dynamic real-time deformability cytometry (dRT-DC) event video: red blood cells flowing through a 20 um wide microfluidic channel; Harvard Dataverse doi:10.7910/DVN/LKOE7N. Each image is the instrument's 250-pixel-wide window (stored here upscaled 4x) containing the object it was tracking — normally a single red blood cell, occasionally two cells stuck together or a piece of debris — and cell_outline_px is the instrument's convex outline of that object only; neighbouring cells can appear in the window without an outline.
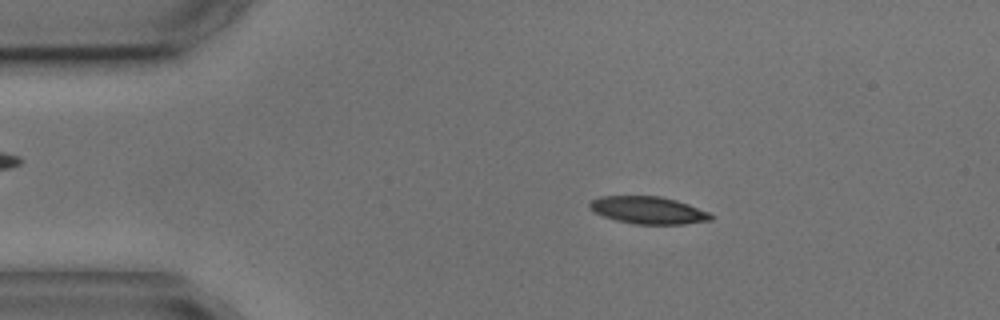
{"species": "common noctule bat (a hibernating species)", "species_latin": "Nyctalus noctula", "temperature_condition": "cold", "stored_images_in_passage": 8, "camera_frame_rate_fps": 3000, "um_per_image_px": 0.085, "animal": {"sex": "male", "body_mass_g": 17.9, "forearm_length_mm": 54.2}, "frame": {"image": 1, "passage_image": 3, "time_ms": 2.333, "image_size_px": [1000, 320], "cell_outline_px": [[712, 220], [684, 224], [636, 224], [616, 220], [592, 212], [588, 208], [588, 204], [592, 200], [600, 196], [660, 196], [676, 200], [712, 212]], "centroid_in_image_um": [55.1, 17.86], "position_along_channel_um": 29.9, "area_um2": 19.48}}
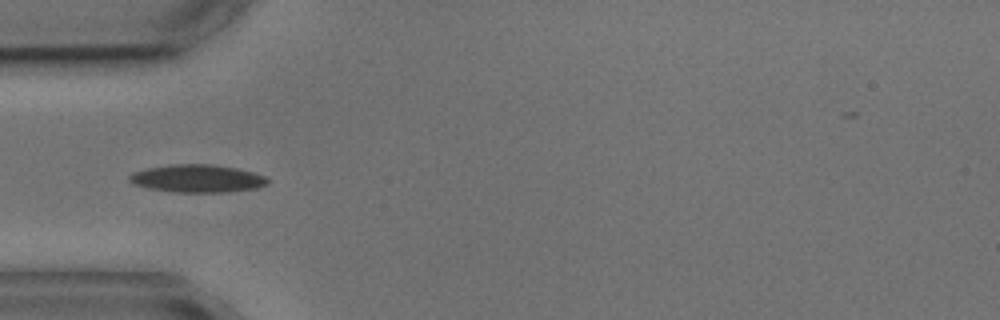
{"frame": {"image": 2, "passage_image": 5, "time_ms": 4.667, "image_size_px": [1000, 320], "cell_outline_px": [[268, 184], [256, 188], [220, 192], [176, 192], [152, 188], [132, 184], [128, 180], [128, 176], [132, 172], [148, 168], [172, 164], [208, 164], [236, 168], [252, 172], [264, 176], [268, 180]], "centroid_in_image_um": [16.74, 15.17], "position_along_channel_um": 68.3, "area_um2": 22.08}}